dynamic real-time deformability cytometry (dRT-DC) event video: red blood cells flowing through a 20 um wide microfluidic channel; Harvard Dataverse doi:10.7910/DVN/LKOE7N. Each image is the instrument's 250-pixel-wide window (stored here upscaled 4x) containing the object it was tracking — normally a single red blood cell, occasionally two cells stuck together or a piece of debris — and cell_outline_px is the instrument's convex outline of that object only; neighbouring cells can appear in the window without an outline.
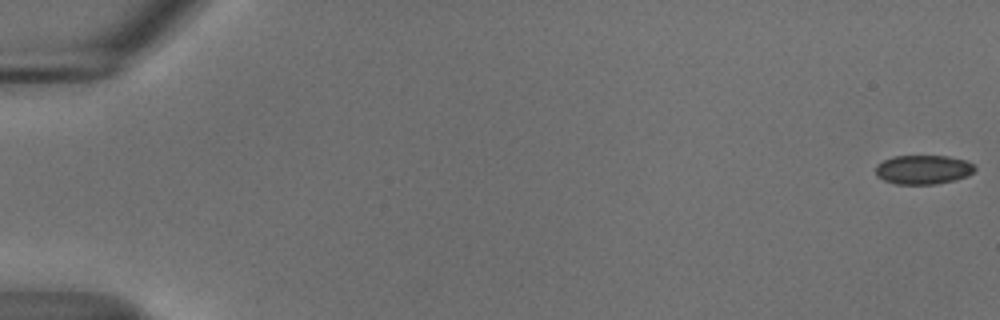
{"species": "common noctule bat (a hibernating species)", "species_latin": "Nyctalus noctula", "temperature_condition": "cold", "stored_images_in_passage": 57, "camera_frame_rate_fps": 3000, "um_per_image_px": 0.085, "animal": {"sex": "male", "body_mass_g": 18.8}, "frame": {"image": 1, "passage_image": 1, "time_ms": 0.0, "image_size_px": [1000, 320], "cell_outline_px": [[976, 168], [968, 176], [956, 180], [936, 184], [896, 184], [884, 180], [876, 176], [876, 164], [892, 156], [948, 156], [964, 160], [972, 164]], "centroid_in_image_um": [78.45, 14.42], "position_along_channel_um": 6.5, "area_um2": 16.88}}
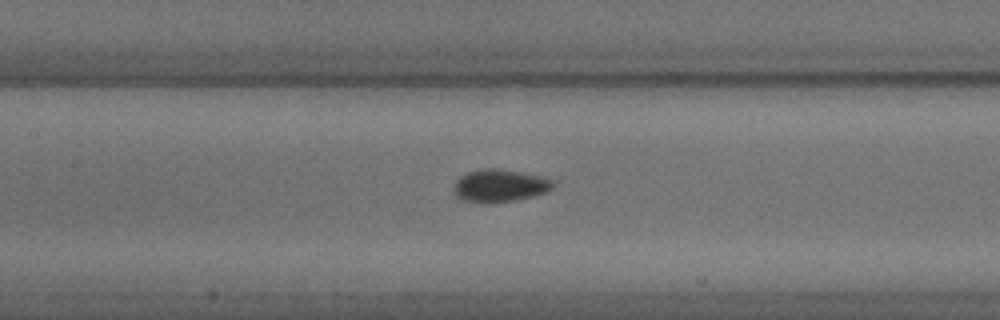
{"frame": {"image": 2, "passage_image": 27, "time_ms": 8.667, "image_size_px": [1000, 320], "cell_outline_px": [[556, 184], [552, 188], [544, 192], [532, 196], [516, 200], [488, 204], [484, 204], [460, 200], [452, 192], [452, 188], [456, 180], [460, 176], [468, 172], [484, 168], [496, 168], [544, 176], [552, 180]], "centroid_in_image_um": [42.43, 15.79], "position_along_channel_um": 165.0, "area_um2": 19.25}}
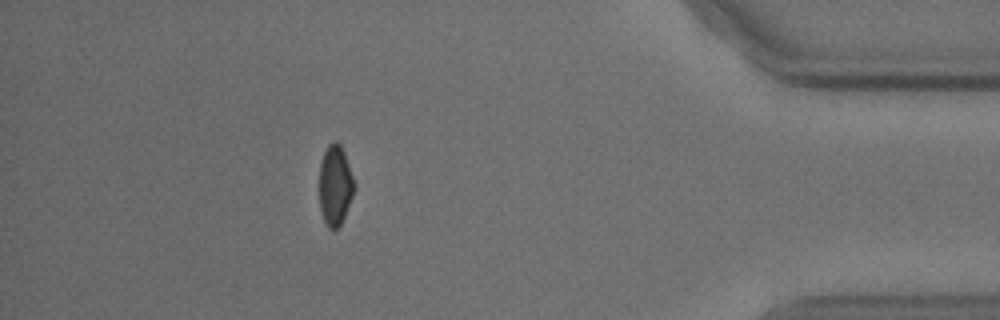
{"frame": {"image": 3, "passage_image": 50, "time_ms": 16.333, "image_size_px": [1000, 320], "cell_outline_px": [[352, 196], [344, 216], [340, 224], [336, 228], [328, 228], [324, 220], [320, 208], [320, 164], [324, 152], [328, 144], [336, 140], [340, 144], [344, 152], [352, 176]], "centroid_in_image_um": [28.45, 15.72], "position_along_channel_um": 406.7, "area_um2": 15.72}, "authors_computed_cell_mechanics": {"area_um2": 17.6868, "velocity_mm_per_s": 3.7106, "shape_relaxation_time_tau1_ms": 4.4833, "shape_relaxation_time_tau2_ms": 3.9965, "deformation_change_tau1": 0.0542, "deformation_change_tau2": 0.073}}